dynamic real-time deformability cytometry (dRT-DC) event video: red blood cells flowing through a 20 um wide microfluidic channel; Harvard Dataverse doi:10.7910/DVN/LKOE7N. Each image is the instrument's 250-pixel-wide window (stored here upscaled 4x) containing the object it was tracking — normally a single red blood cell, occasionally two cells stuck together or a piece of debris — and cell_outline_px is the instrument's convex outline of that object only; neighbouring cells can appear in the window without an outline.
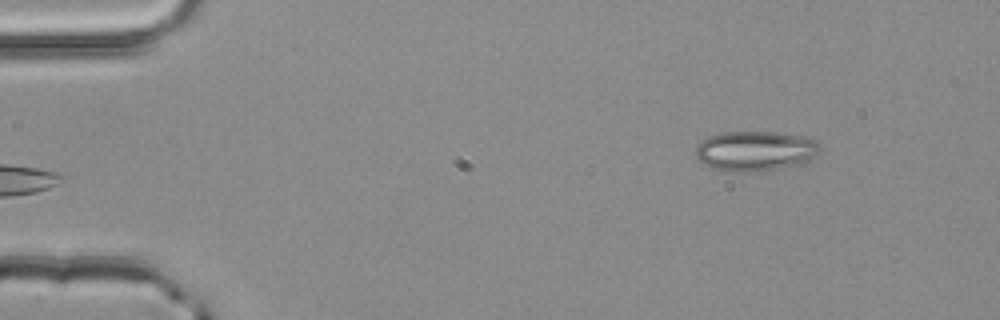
{"species": "common noctule bat (a hibernating species)", "species_latin": "Nyctalus noctula", "temperature_condition": "room temperature", "stored_images_in_passage": 3, "camera_frame_rate_fps": 3000, "um_per_image_px": 0.085, "animal": {"sex": "male", "body_mass_g": 20.4}, "frame": {"image": 1, "passage_image": 3, "time_ms": 0.667, "image_size_px": [1000, 320], "cell_outline_px": [[820, 152], [808, 160], [800, 164], [756, 172], [724, 172], [712, 168], [696, 160], [696, 144], [708, 136], [720, 132], [776, 132], [804, 136], [816, 140], [820, 144]], "centroid_in_image_um": [64.16, 12.83], "position_along_channel_um": 20.8, "area_um2": 29.42}}